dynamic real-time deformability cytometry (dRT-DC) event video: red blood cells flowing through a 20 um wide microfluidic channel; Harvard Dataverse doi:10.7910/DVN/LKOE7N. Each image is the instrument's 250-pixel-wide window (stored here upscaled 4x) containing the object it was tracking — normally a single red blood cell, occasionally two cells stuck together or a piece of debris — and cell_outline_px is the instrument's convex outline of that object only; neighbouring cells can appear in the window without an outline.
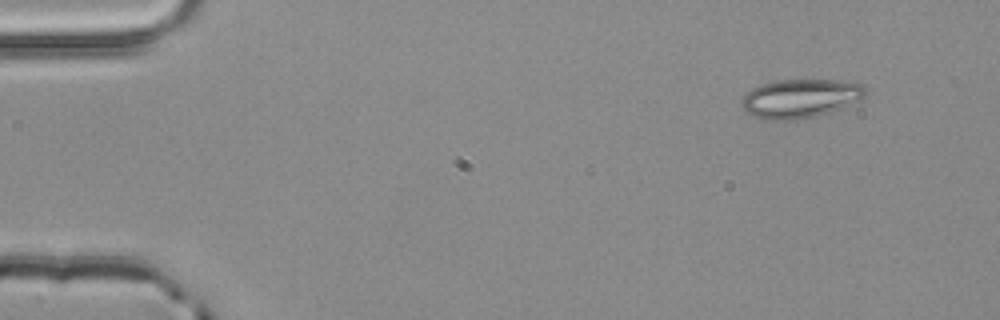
{"species": "common noctule bat (a hibernating species)", "species_latin": "Nyctalus noctula", "temperature_condition": "room temperature", "stored_images_in_passage": 4, "segment_of_instrument_passage": [1, 2], "camera_frame_rate_fps": 3000, "um_per_image_px": 0.085, "animal": {"sex": "male", "body_mass_g": 20.4}, "frame": {"image": 1, "passage_image": 1, "time_ms": 0.0, "image_size_px": [1000, 320], "cell_outline_px": [[868, 92], [860, 100], [828, 112], [816, 116], [796, 120], [768, 120], [756, 116], [748, 112], [740, 104], [744, 96], [752, 88], [760, 84], [776, 80], [840, 80], [864, 84]], "centroid_in_image_um": [68.05, 8.35], "position_along_channel_um": 17.0, "area_um2": 27.92}}